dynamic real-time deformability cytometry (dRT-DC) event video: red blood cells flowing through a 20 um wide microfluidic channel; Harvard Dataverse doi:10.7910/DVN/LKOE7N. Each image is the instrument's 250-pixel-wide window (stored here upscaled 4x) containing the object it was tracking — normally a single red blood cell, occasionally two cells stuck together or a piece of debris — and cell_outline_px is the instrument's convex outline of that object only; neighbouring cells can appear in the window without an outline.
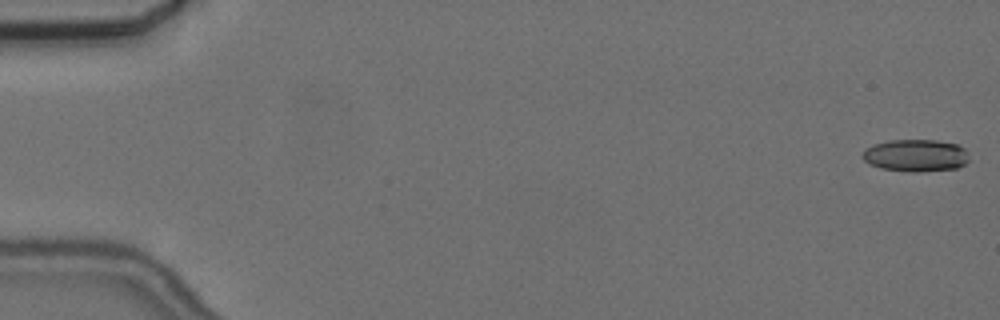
{"species": "common noctule bat (a hibernating species)", "species_latin": "Nyctalus noctula", "temperature_condition": "cold", "stored_images_in_passage": 57, "camera_frame_rate_fps": 3000, "um_per_image_px": 0.085, "animal": {"sex": "female", "body_mass_g": 24.6, "forearm_length_mm": 56.2}, "frame": {"image": 1, "passage_image": 1, "time_ms": 0.0, "image_size_px": [1000, 320], "cell_outline_px": [[968, 160], [964, 164], [956, 168], [916, 172], [912, 172], [880, 168], [868, 164], [860, 156], [864, 148], [872, 144], [888, 140], [936, 140], [956, 144], [964, 148], [968, 152]], "centroid_in_image_um": [77.78, 13.2], "position_along_channel_um": 7.2, "area_um2": 20.23}}
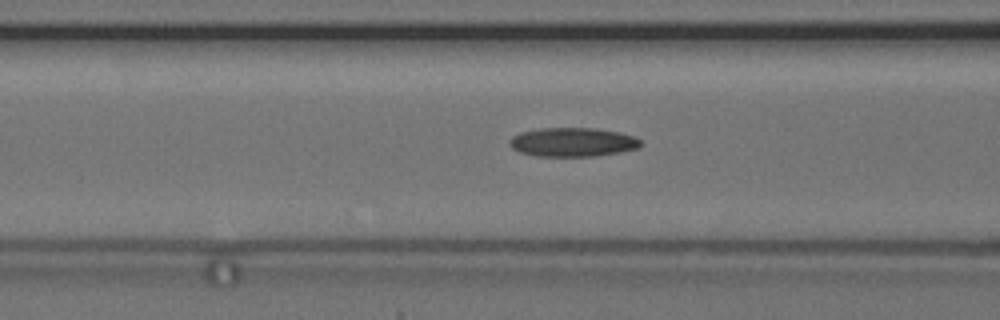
{"frame": {"image": 2, "passage_image": 23, "time_ms": 7.333, "image_size_px": [1000, 320], "cell_outline_px": [[644, 144], [640, 148], [620, 152], [596, 156], [536, 156], [520, 152], [512, 148], [508, 144], [508, 140], [512, 136], [520, 132], [540, 128], [596, 128], [620, 132], [636, 136]], "centroid_in_image_um": [48.71, 12.08], "position_along_channel_um": 117.9, "area_um2": 22.48}}
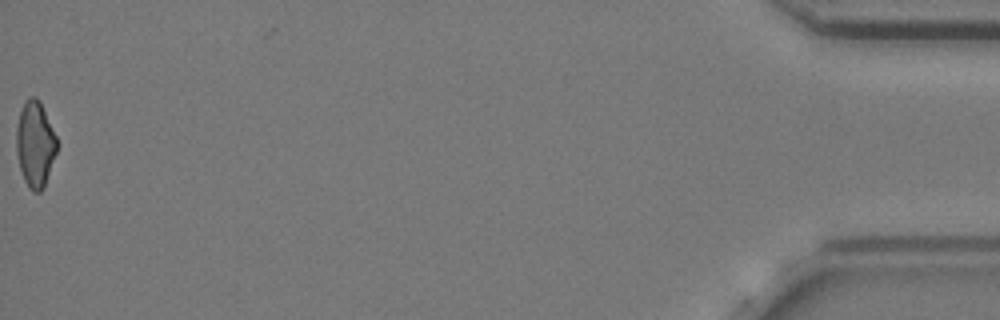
{"frame": {"image": 3, "passage_image": 57, "time_ms": 18.667, "image_size_px": [1000, 320], "cell_outline_px": [[60, 144], [44, 188], [40, 192], [32, 192], [28, 188], [24, 180], [20, 168], [16, 152], [16, 124], [24, 100], [28, 96], [36, 96], [40, 100]], "centroid_in_image_um": [3.0, 12.24], "position_along_channel_um": 432.2, "area_um2": 20.92}, "authors_computed_cell_mechanics": {"area_um2": 21.097, "velocity_mm_per_s": 3.6538, "shape_relaxation_time_tau1_ms": null, "shape_relaxation_time_tau2_ms": 7.0703, "deformation_change_tau1": null, "deformation_change_tau2": 0.1772}}